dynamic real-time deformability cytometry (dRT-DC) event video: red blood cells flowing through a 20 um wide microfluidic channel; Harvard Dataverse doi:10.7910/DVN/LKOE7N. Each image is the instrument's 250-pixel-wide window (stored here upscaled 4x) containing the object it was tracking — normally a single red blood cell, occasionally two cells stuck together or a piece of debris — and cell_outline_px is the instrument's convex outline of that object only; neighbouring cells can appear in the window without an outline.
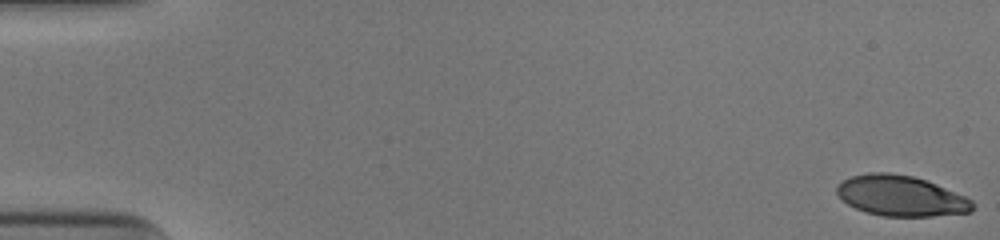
{"species": "human", "species_latin": "Homo sapiens", "temperature_condition": "cold", "stored_images_in_passage": 52, "camera_frame_rate_fps": 3000, "um_per_image_px": 0.085, "donor": {"sex": "male"}, "frame": {"image": 1, "passage_image": 1, "time_ms": 0.0, "image_size_px": [1000, 240], "cell_outline_px": [[976, 204], [972, 212], [932, 216], [884, 216], [868, 212], [856, 208], [848, 204], [836, 192], [836, 184], [852, 176], [868, 172], [888, 172], [912, 176], [936, 184], [964, 196], [972, 200]], "centroid_in_image_um": [76.59, 16.65], "position_along_channel_um": 8.4, "area_um2": 31.91}}
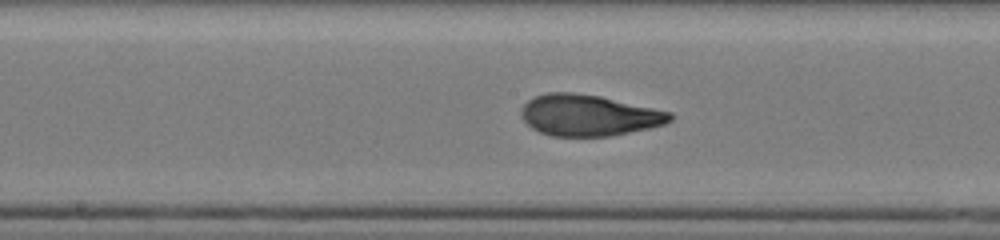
{"frame": {"image": 2, "passage_image": 28, "time_ms": 9.0, "image_size_px": [1000, 240], "cell_outline_px": [[672, 120], [664, 124], [648, 128], [608, 136], [552, 136], [540, 132], [532, 128], [520, 116], [520, 108], [528, 100], [536, 96], [548, 92], [572, 92], [600, 96], [672, 112]], "centroid_in_image_um": [50.01, 9.79], "position_along_channel_um": 198.2, "area_um2": 35.6}}
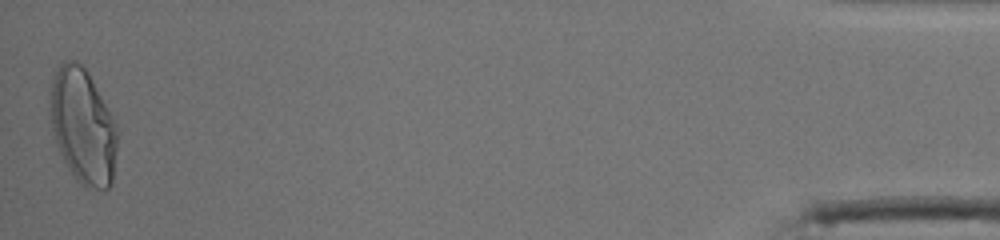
{"frame": {"image": 3, "passage_image": 52, "time_ms": 17.0, "image_size_px": [1000, 240], "cell_outline_px": [[116, 148], [112, 184], [108, 188], [84, 188], [76, 180], [68, 168], [56, 144], [48, 112], [52, 76], [60, 64], [64, 60], [76, 60], [88, 72], [112, 116], [116, 124]], "centroid_in_image_um": [7.01, 10.72], "position_along_channel_um": 428.2, "area_um2": 45.14}, "authors_computed_cell_mechanics": {"area_um2": 35.1713, "velocity_mm_per_s": 3.9561, "shape_relaxation_time_tau1_ms": 5.3812, "shape_relaxation_time_tau2_ms": 0.9585, "deformation_change_tau1": 0.2504, "deformation_change_tau2": 0.0794}}